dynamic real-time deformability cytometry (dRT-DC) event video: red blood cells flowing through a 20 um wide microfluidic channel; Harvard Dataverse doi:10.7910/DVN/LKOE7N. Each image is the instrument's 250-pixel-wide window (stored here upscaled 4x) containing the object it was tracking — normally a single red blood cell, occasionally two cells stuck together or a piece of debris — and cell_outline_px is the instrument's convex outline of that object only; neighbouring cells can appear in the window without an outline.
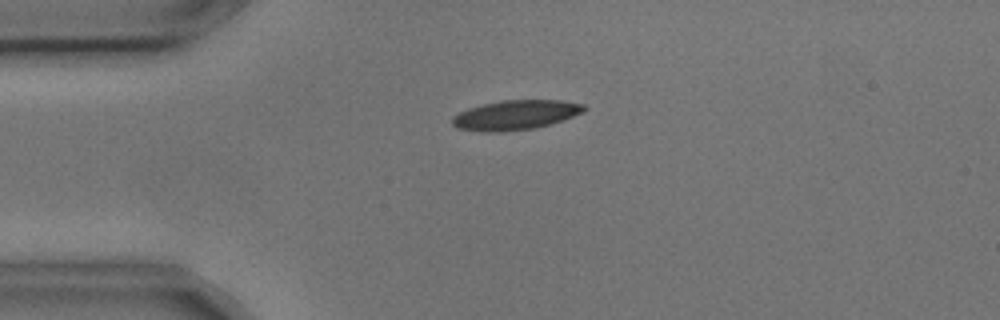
{"species": "common noctule bat (a hibernating species)", "species_latin": "Nyctalus noctula", "temperature_condition": "cold", "stored_images_in_passage": 5, "camera_frame_rate_fps": 3000, "um_per_image_px": 0.085, "animal": {"sex": "male", "body_mass_g": 17.9, "forearm_length_mm": 54.2}, "frame": {"image": 1, "passage_image": 4, "time_ms": 1.0, "image_size_px": [1000, 320], "cell_outline_px": [[588, 108], [584, 112], [548, 124], [532, 128], [500, 132], [484, 132], [456, 128], [452, 124], [452, 116], [468, 108], [500, 100], [560, 100], [584, 104]], "centroid_in_image_um": [43.79, 9.77], "position_along_channel_um": 41.2, "area_um2": 22.6}}